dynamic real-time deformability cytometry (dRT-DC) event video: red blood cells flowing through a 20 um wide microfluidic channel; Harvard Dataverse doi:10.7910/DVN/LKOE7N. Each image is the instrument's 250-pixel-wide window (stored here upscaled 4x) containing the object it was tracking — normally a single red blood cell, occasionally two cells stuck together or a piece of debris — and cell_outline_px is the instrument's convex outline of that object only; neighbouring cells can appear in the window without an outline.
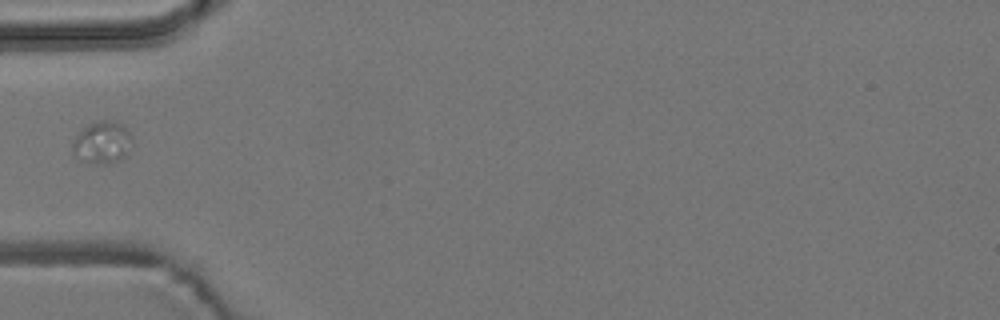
{"species": "common noctule bat (a hibernating species)", "species_latin": "Nyctalus noctula", "temperature_condition": "room temperature", "stored_images_in_passage": 39, "camera_frame_rate_fps": 3000, "um_per_image_px": 0.085, "animal": {"sex": "male", "body_mass_g": 19.2, "forearm_length_mm": 51.8}, "frame": {"image": 1, "passage_image": 1, "time_ms": 0.0, "image_size_px": [1000, 320], "cell_outline_px": [[132, 140], [124, 156], [120, 160], [104, 164], [96, 164], [80, 160], [72, 152], [72, 144], [76, 136], [88, 124], [100, 120], [112, 120], [124, 124], [132, 136]], "centroid_in_image_um": [8.69, 12.1], "position_along_channel_um": 76.3, "area_um2": 14.68}}
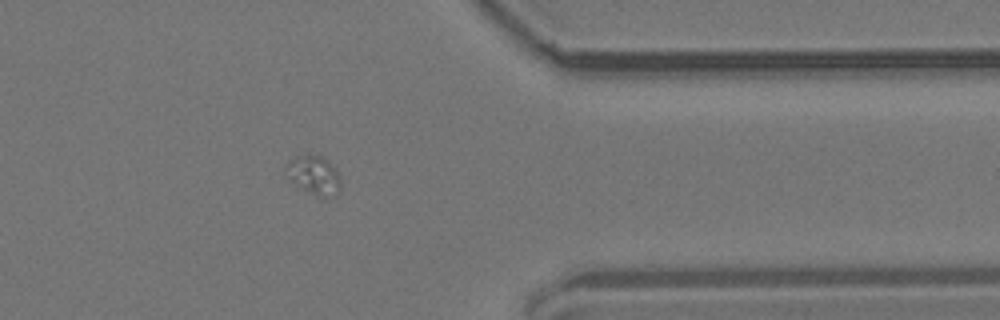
{"frame": {"image": 2, "passage_image": 28, "time_ms": 9.0, "image_size_px": [1000, 320], "cell_outline_px": [[340, 192], [324, 196], [320, 196], [288, 180], [284, 168], [284, 164], [288, 160], [296, 156], [320, 156], [328, 160], [336, 168], [340, 180]], "centroid_in_image_um": [26.65, 14.84], "position_along_channel_um": 384.8, "area_um2": 12.08}}
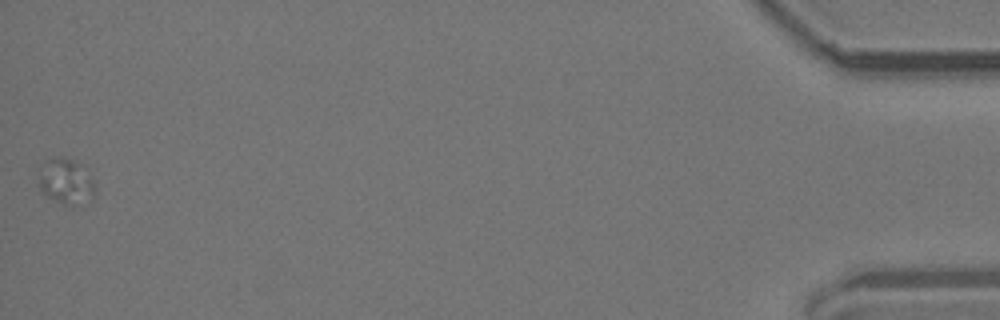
{"frame": {"image": 3, "passage_image": 39, "time_ms": 12.667, "image_size_px": [1000, 320], "cell_outline_px": [[92, 196], [64, 208], [40, 192], [40, 176], [44, 160], [56, 156], [72, 160], [92, 176]], "centroid_in_image_um": [5.52, 15.44], "position_along_channel_um": 429.7, "area_um2": 14.45}}